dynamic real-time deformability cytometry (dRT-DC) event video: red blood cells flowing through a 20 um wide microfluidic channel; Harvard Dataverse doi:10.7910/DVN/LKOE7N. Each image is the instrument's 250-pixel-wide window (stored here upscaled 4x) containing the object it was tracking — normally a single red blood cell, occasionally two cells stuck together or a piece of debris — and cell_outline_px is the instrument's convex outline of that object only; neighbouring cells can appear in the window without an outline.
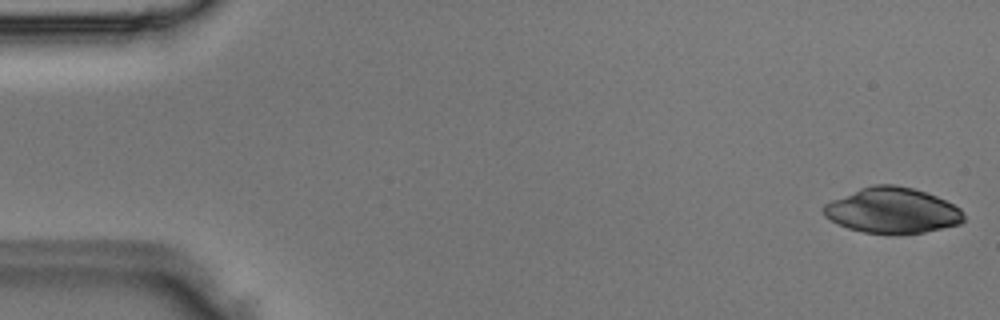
{"species": "Egyptian fruit bat (a non-hibernating species)", "species_latin": "Rousettus aegyptiacus", "temperature_condition": "room temperature", "stored_images_in_passage": 47, "camera_frame_rate_fps": 3000, "um_per_image_px": 0.085, "animal": {"sex": "male"}, "frame": {"image": 1, "passage_image": 1, "time_ms": 0.0, "image_size_px": [1000, 320], "cell_outline_px": [[964, 220], [960, 224], [924, 232], [864, 232], [848, 228], [824, 216], [824, 204], [832, 200], [860, 188], [872, 184], [892, 184], [912, 188], [936, 196], [960, 208], [964, 212]], "centroid_in_image_um": [75.86, 17.87], "position_along_channel_um": 9.1, "area_um2": 36.47}}